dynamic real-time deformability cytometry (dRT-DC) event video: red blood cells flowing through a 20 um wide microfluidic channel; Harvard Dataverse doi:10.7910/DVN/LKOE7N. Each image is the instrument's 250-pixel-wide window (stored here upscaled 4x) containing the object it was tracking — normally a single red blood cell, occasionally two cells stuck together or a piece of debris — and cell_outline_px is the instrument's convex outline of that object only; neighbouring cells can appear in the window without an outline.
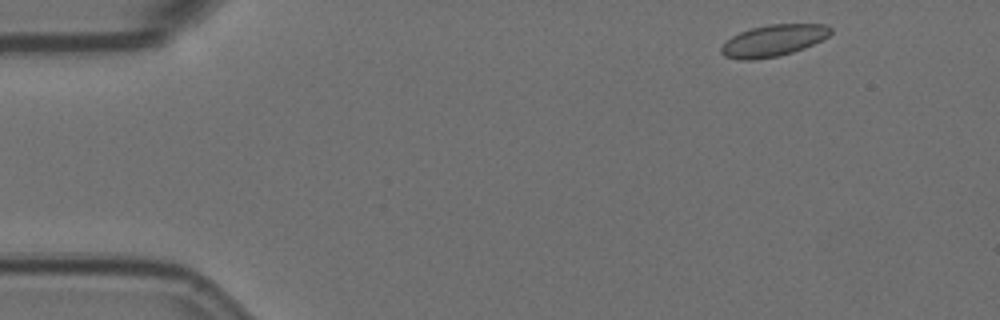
{"species": "Egyptian fruit bat (a non-hibernating species)", "species_latin": "Rousettus aegyptiacus", "temperature_condition": "room temperature", "stored_images_in_passage": 4, "camera_frame_rate_fps": 3000, "um_per_image_px": 0.085, "animal": {"sex": "female"}, "frame": {"image": 1, "passage_image": 1, "time_ms": 0.0, "image_size_px": [1000, 320], "cell_outline_px": [[832, 32], [828, 36], [804, 48], [780, 56], [752, 60], [740, 60], [724, 56], [720, 52], [720, 48], [732, 36], [740, 32], [752, 28], [768, 24], [824, 24], [832, 28]], "centroid_in_image_um": [65.72, 3.45], "position_along_channel_um": 19.3, "area_um2": 20.06}}
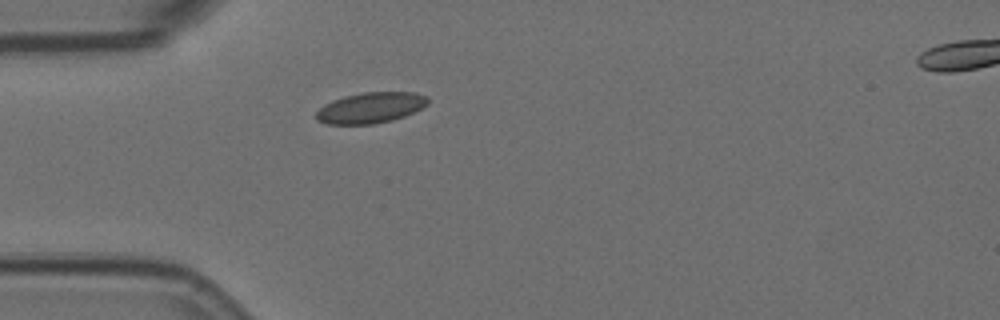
{"frame": {"image": 2, "passage_image": 4, "time_ms": 1.0, "image_size_px": [1000, 320], "cell_outline_px": [[428, 104], [404, 116], [392, 120], [372, 124], [328, 124], [316, 120], [316, 112], [324, 104], [332, 100], [344, 96], [364, 92], [416, 92], [428, 96]], "centroid_in_image_um": [31.49, 9.15], "position_along_channel_um": 53.5, "area_um2": 20.0}}